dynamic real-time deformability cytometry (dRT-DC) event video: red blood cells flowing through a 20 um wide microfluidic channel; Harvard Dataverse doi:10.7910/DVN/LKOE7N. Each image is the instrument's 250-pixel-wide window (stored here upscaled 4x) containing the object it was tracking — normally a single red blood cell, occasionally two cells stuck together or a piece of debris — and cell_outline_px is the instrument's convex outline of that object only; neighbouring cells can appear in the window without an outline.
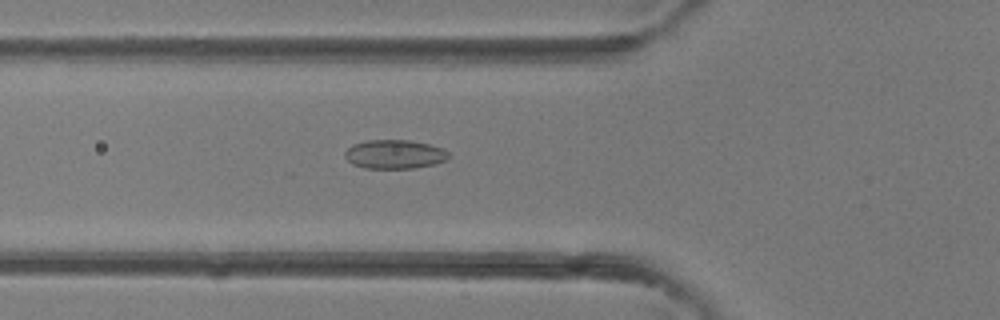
{"species": "common noctule bat (a hibernating species)", "species_latin": "Nyctalus noctula", "temperature_condition": "room temperature", "stored_images_in_passage": 42, "camera_frame_rate_fps": 3000, "um_per_image_px": 0.085, "animal": {"sex": "female"}, "frame": {"image": 1, "passage_image": 15, "time_ms": 4.667, "image_size_px": [1000, 320], "cell_outline_px": [[448, 156], [444, 160], [436, 164], [412, 168], [364, 168], [352, 164], [344, 156], [344, 152], [352, 144], [368, 140], [408, 140], [428, 144], [440, 148], [448, 152]], "centroid_in_image_um": [33.49, 13.11], "position_along_channel_um": 92.3, "area_um2": 17.34}}
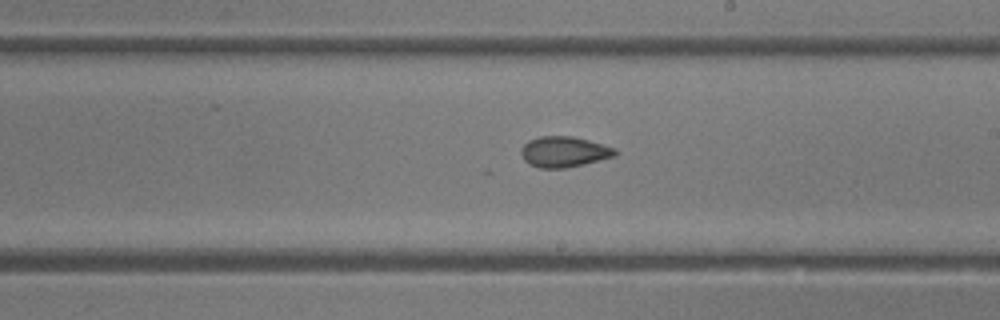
{"frame": {"image": 2, "passage_image": 24, "time_ms": 7.667, "image_size_px": [1000, 320], "cell_outline_px": [[616, 156], [584, 164], [564, 168], [540, 168], [528, 164], [524, 160], [520, 152], [520, 148], [528, 140], [540, 136], [572, 136], [588, 140], [616, 148]], "centroid_in_image_um": [47.91, 12.9], "position_along_channel_um": 241.1, "area_um2": 16.88}}
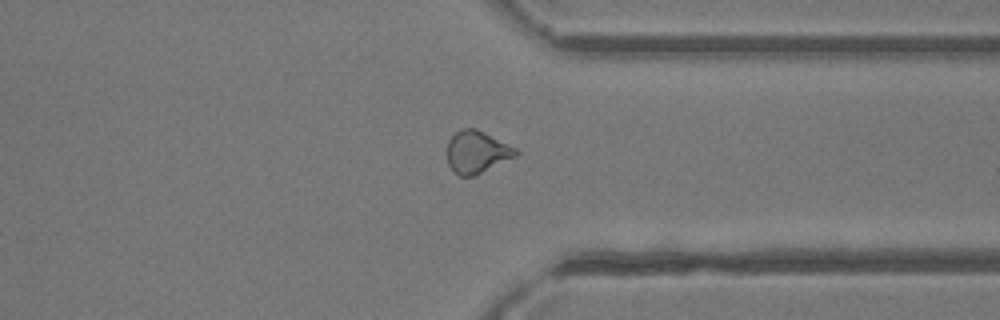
{"frame": {"image": 3, "passage_image": 32, "time_ms": 10.333, "image_size_px": [1000, 320], "cell_outline_px": [[520, 152], [516, 156], [472, 176], [460, 176], [448, 164], [448, 140], [456, 132], [464, 128], [476, 128], [516, 148]], "centroid_in_image_um": [40.53, 12.9], "position_along_channel_um": 370.9, "area_um2": 16.53}}